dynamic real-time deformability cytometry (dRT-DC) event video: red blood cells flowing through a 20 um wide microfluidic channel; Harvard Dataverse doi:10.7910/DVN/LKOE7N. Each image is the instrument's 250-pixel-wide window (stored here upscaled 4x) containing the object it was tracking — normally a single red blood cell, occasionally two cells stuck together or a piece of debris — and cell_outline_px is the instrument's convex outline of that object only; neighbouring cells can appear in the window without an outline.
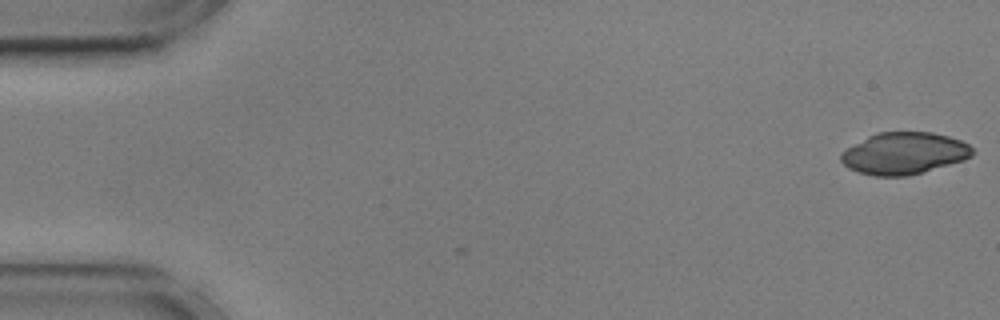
{"species": "common noctule bat (a hibernating species)", "species_latin": "Nyctalus noctula", "temperature_condition": "cold", "stored_images_in_passage": 3, "camera_frame_rate_fps": 3000, "um_per_image_px": 0.085, "animal": {"sex": "male", "body_mass_g": 17.9, "forearm_length_mm": 54.2}, "frame": {"image": 1, "passage_image": 1, "time_ms": 0.0, "image_size_px": [1000, 320], "cell_outline_px": [[976, 152], [972, 156], [964, 160], [908, 176], [872, 176], [856, 172], [848, 168], [840, 160], [840, 152], [868, 136], [876, 132], [932, 132], [948, 136], [960, 140], [968, 144]], "centroid_in_image_um": [76.83, 13.04], "position_along_channel_um": 8.2, "area_um2": 32.25}}